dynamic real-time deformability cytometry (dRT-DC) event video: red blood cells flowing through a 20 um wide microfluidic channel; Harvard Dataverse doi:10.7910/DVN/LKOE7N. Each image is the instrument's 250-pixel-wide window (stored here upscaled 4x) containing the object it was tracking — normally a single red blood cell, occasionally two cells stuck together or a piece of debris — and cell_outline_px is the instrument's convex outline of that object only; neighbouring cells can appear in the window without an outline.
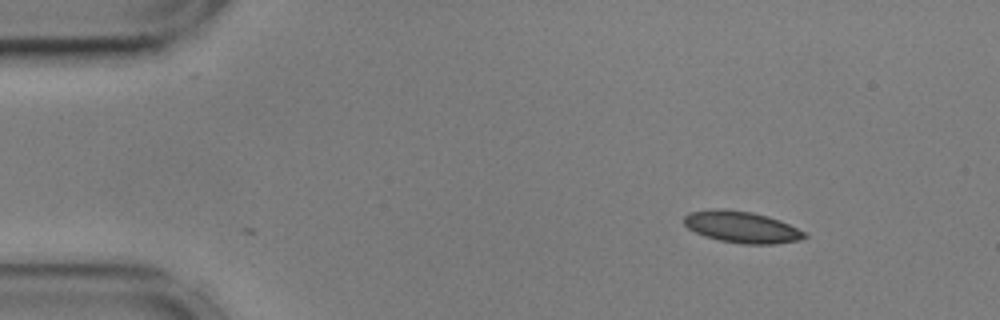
{"species": "common noctule bat (a hibernating species)", "species_latin": "Nyctalus noctula", "temperature_condition": "cold", "stored_images_in_passage": 49, "camera_frame_rate_fps": 3000, "um_per_image_px": 0.085, "animal": {"sex": "male", "body_mass_g": 17.9, "forearm_length_mm": 54.2}, "frame": {"image": 1, "passage_image": 1, "time_ms": 0.0, "image_size_px": [1000, 320], "cell_outline_px": [[808, 236], [800, 240], [776, 244], [744, 244], [720, 240], [704, 236], [688, 228], [684, 224], [684, 216], [688, 212], [716, 208], [724, 208], [752, 212], [768, 216], [780, 220], [804, 232]], "centroid_in_image_um": [63.03, 19.29], "position_along_channel_um": 22.0, "area_um2": 22.2}}
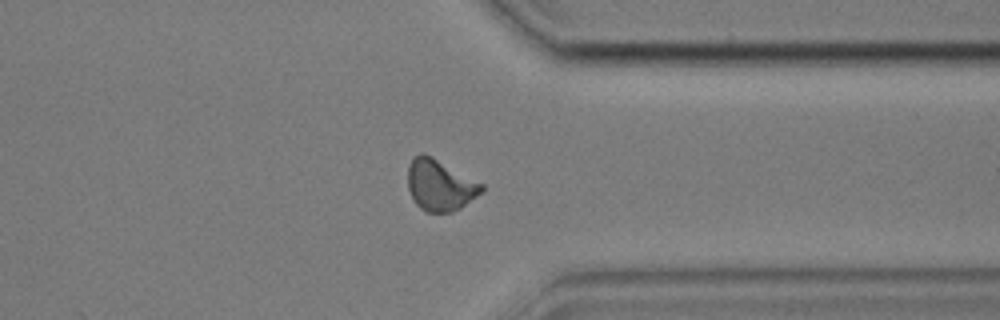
{"frame": {"image": 2, "passage_image": 37, "time_ms": 12.0, "image_size_px": [1000, 320], "cell_outline_px": [[484, 192], [460, 208], [452, 212], [424, 212], [412, 200], [408, 188], [408, 164], [420, 152], [424, 152], [432, 156], [484, 184]], "centroid_in_image_um": [37.4, 15.74], "position_along_channel_um": 374.0, "area_um2": 22.31}}
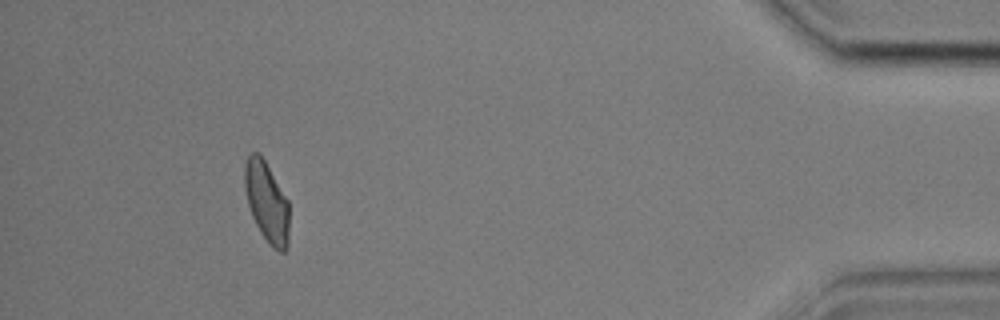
{"frame": {"image": 3, "passage_image": 45, "time_ms": 14.667, "image_size_px": [1000, 320], "cell_outline_px": [[288, 248], [284, 252], [280, 252], [272, 248], [268, 244], [260, 232], [252, 216], [248, 204], [244, 188], [244, 164], [248, 156], [252, 152], [260, 152], [288, 200]], "centroid_in_image_um": [22.66, 17.17], "position_along_channel_um": 412.5, "area_um2": 21.04}, "authors_computed_cell_mechanics": {"area_um2": 21.675, "velocity_mm_per_s": 3.5891, "shape_relaxation_time_tau1_ms": 4.6026, "shape_relaxation_time_tau2_ms": 2.1228, "deformation_change_tau1": 0.1232, "deformation_change_tau2": 0.0712}}